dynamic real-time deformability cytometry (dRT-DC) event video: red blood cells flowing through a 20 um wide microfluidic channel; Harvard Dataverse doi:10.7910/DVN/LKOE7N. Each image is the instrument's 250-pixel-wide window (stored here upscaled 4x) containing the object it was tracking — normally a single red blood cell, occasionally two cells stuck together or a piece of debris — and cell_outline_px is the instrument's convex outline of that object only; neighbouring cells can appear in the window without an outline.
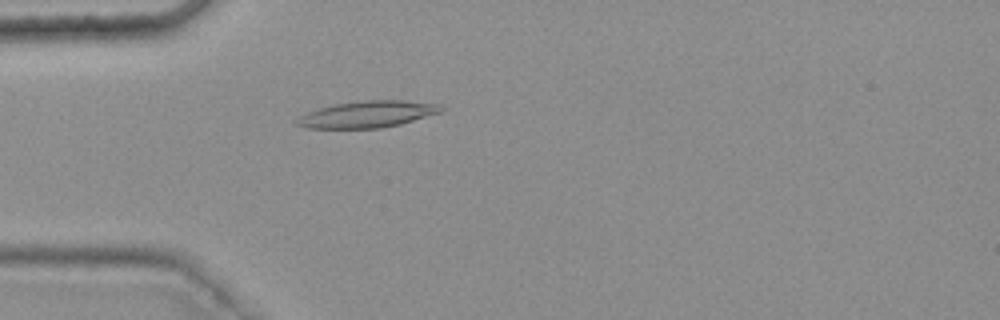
{"species": "common noctule bat (a hibernating species)", "species_latin": "Nyctalus noctula", "temperature_condition": "warm", "stored_images_in_passage": 50, "camera_frame_rate_fps": 3000, "um_per_image_px": 0.085, "animal": {"sex": "female", "body_mass_g": 25.1}, "frame": {"image": 1, "passage_image": 16, "time_ms": 5.0, "image_size_px": [1000, 320], "cell_outline_px": [[444, 112], [400, 124], [380, 128], [308, 128], [296, 124], [296, 120], [300, 116], [308, 112], [332, 104], [364, 100], [404, 100], [436, 104], [444, 108]], "centroid_in_image_um": [31.27, 9.71], "position_along_channel_um": 53.7, "area_um2": 22.31}}
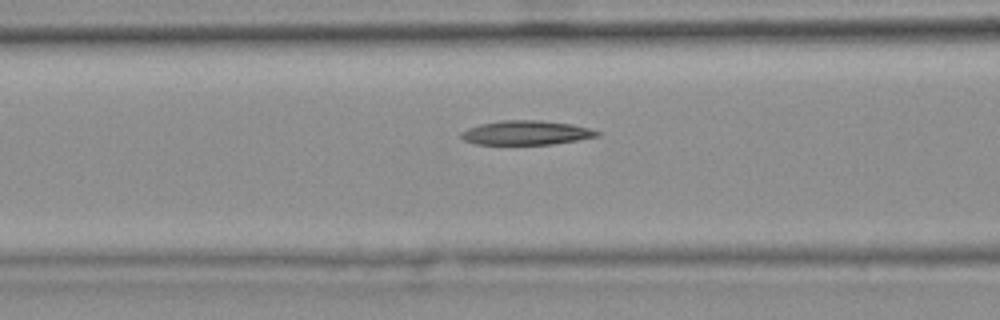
{"frame": {"image": 2, "passage_image": 22, "time_ms": 7.0, "image_size_px": [1000, 320], "cell_outline_px": [[600, 136], [552, 144], [476, 144], [464, 140], [460, 136], [460, 132], [468, 128], [480, 124], [500, 120], [540, 120], [572, 124], [588, 128], [600, 132]], "centroid_in_image_um": [44.71, 11.28], "position_along_channel_um": 121.9, "area_um2": 19.13}}
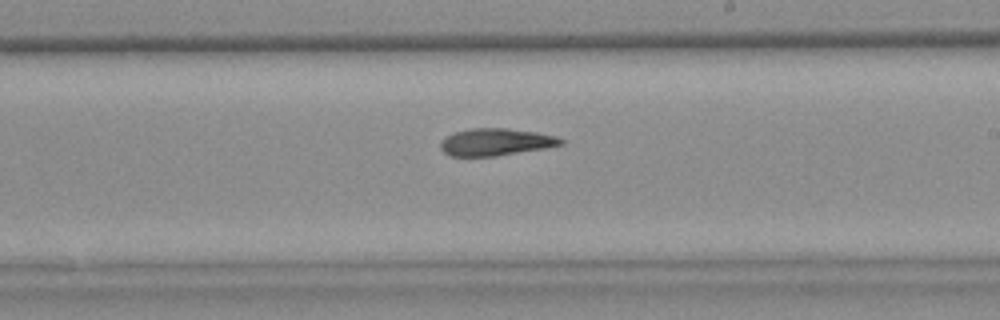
{"frame": {"image": 3, "passage_image": 32, "time_ms": 10.333, "image_size_px": [1000, 320], "cell_outline_px": [[564, 144], [544, 148], [496, 156], [448, 156], [440, 148], [440, 140], [456, 132], [472, 128], [508, 128], [536, 132], [556, 136], [564, 140]], "centroid_in_image_um": [42.13, 12.07], "position_along_channel_um": 246.9, "area_um2": 19.02}}